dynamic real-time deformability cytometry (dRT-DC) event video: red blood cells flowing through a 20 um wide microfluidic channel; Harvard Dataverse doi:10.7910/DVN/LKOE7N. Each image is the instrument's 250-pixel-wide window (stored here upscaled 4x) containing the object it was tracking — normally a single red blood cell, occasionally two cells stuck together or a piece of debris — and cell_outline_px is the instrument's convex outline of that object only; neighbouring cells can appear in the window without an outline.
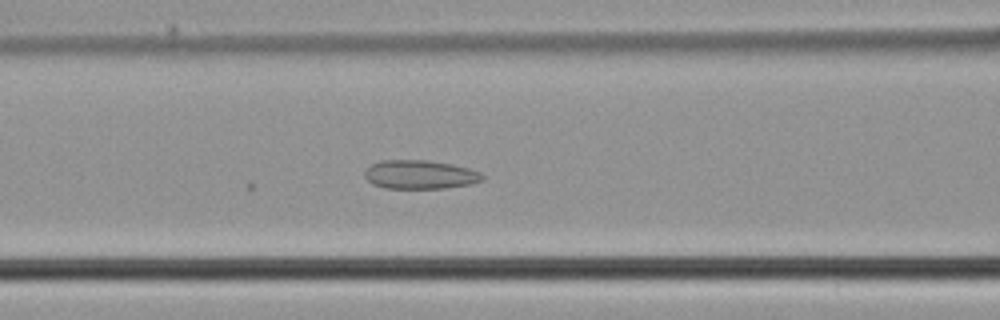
{"species": "common noctule bat (a hibernating species)", "species_latin": "Nyctalus noctula", "temperature_condition": "cold", "stored_images_in_passage": 22, "camera_frame_rate_fps": 3000, "um_per_image_px": 0.085, "animal": {"sex": "male", "body_mass_g": 21.5, "forearm_length_mm": 52.0}, "frame": {"image": 1, "passage_image": 22, "time_ms": 7.0, "image_size_px": [1000, 320], "cell_outline_px": [[484, 180], [472, 184], [444, 188], [384, 188], [372, 184], [364, 176], [364, 172], [372, 164], [380, 160], [428, 160], [452, 164], [468, 168], [480, 172], [484, 176]], "centroid_in_image_um": [35.71, 14.84], "position_along_channel_um": 130.9, "area_um2": 19.83}}